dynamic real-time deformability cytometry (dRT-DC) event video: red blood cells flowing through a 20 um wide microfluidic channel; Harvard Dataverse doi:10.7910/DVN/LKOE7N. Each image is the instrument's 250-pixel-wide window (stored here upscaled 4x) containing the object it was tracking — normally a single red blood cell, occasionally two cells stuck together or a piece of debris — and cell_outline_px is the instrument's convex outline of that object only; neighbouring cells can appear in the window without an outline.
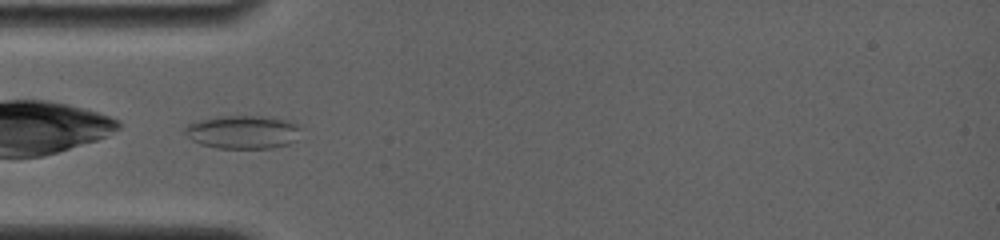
{"species": "common noctule bat (a hibernating species)", "species_latin": "Nyctalus noctula", "temperature_condition": "room temperature", "stored_images_in_passage": 10, "camera_frame_rate_fps": 4000, "um_per_image_px": 0.085, "animal": {"sex": "female", "body_mass_g": 19.0, "forearm_length_mm": 56.7}, "frame": {"image": 1, "passage_image": 2, "time_ms": 0.25, "image_size_px": [1000, 240], "cell_outline_px": [[300, 128], [296, 140], [288, 144], [272, 148], [216, 148], [200, 144], [192, 140], [184, 132], [184, 128], [188, 124], [200, 120], [216, 116], [272, 116], [292, 120]], "centroid_in_image_um": [20.66, 11.21], "position_along_channel_um": 64.3, "area_um2": 22.77}}
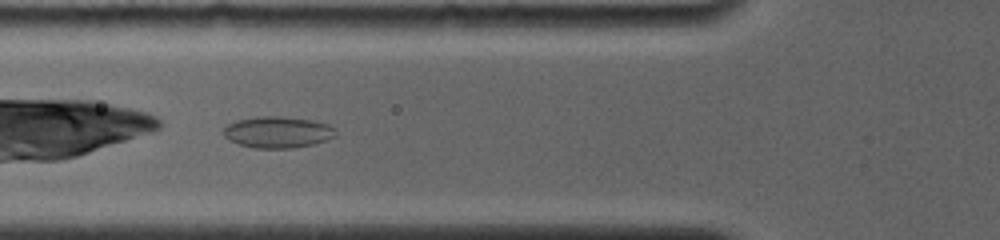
{"frame": {"image": 2, "passage_image": 5, "time_ms": 1.25, "image_size_px": [1000, 240], "cell_outline_px": [[336, 136], [312, 144], [292, 148], [256, 148], [240, 144], [228, 140], [224, 136], [224, 128], [228, 124], [236, 120], [256, 116], [280, 116], [312, 120], [328, 124], [336, 128]], "centroid_in_image_um": [23.6, 11.22], "position_along_channel_um": 102.2, "area_um2": 20.52}}
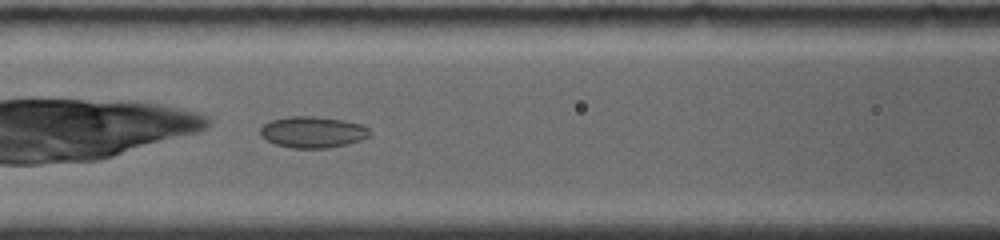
{"frame": {"image": 3, "passage_image": 8, "time_ms": 2.25, "image_size_px": [1000, 240], "cell_outline_px": [[372, 132], [368, 136], [360, 140], [348, 144], [328, 148], [292, 148], [276, 144], [260, 136], [260, 128], [264, 124], [272, 120], [288, 116], [312, 116], [344, 120], [364, 124]], "centroid_in_image_um": [26.6, 11.22], "position_along_channel_um": 140.0, "area_um2": 20.06}}